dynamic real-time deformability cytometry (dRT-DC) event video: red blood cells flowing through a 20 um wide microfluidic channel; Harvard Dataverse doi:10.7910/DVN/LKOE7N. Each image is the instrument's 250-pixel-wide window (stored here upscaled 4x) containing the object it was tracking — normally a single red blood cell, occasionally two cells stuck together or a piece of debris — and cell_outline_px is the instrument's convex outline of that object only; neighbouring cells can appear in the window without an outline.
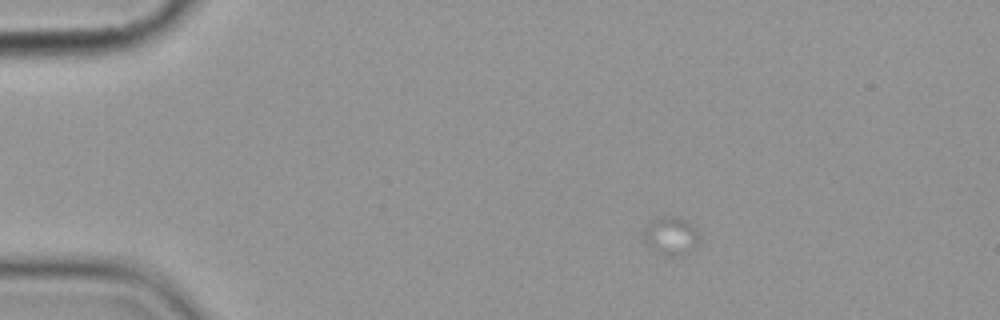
{"species": "common noctule bat (a hibernating species)", "species_latin": "Nyctalus noctula", "temperature_condition": "cold", "stored_images_in_passage": 3, "camera_frame_rate_fps": 3000, "um_per_image_px": 0.085, "animal": {"sex": "female", "body_mass_g": 19.9}, "frame": {"image": 1, "passage_image": 1, "time_ms": 0.0, "image_size_px": [1000, 320], "cell_outline_px": [[700, 240], [684, 256], [664, 256], [648, 244], [644, 240], [640, 232], [648, 224], [664, 216], [672, 216], [684, 220], [696, 228]], "centroid_in_image_um": [57.02, 20.07], "position_along_channel_um": 28.0, "area_um2": 12.2}}